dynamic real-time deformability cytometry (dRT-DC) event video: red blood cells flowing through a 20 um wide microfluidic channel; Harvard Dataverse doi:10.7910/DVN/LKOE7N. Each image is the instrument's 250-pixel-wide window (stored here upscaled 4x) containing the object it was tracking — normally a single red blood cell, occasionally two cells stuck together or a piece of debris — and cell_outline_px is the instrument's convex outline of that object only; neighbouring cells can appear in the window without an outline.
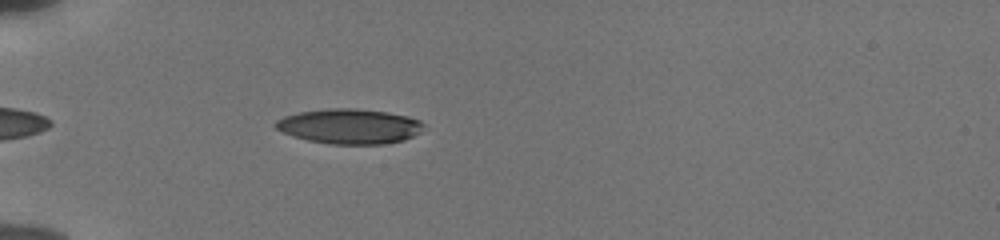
{"species": "human", "species_latin": "Homo sapiens", "temperature_condition": "cold", "stored_images_in_passage": 42, "camera_frame_rate_fps": 3000, "um_per_image_px": 0.085, "donor": {"sex": "male"}, "frame": {"image": 1, "passage_image": 5, "time_ms": 1.333, "image_size_px": [1000, 240], "cell_outline_px": [[424, 124], [420, 132], [404, 140], [384, 144], [328, 144], [308, 140], [292, 136], [276, 128], [272, 124], [276, 120], [284, 116], [300, 112], [328, 108], [356, 108], [388, 112], [408, 116], [420, 120]], "centroid_in_image_um": [29.7, 10.73], "position_along_channel_um": 55.3, "area_um2": 30.29}}
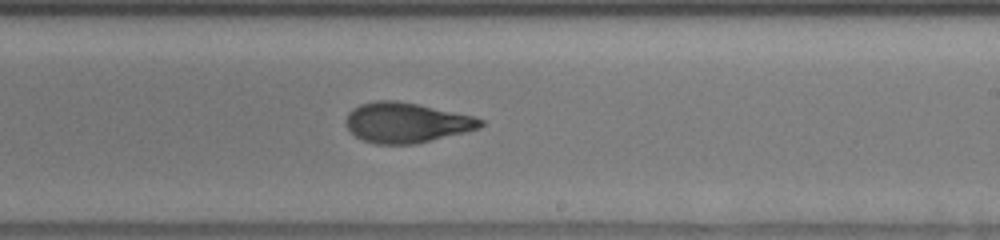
{"frame": {"image": 2, "passage_image": 22, "time_ms": 7.0, "image_size_px": [1000, 240], "cell_outline_px": [[484, 124], [480, 128], [416, 144], [376, 144], [364, 140], [356, 136], [344, 124], [344, 120], [348, 112], [352, 108], [360, 104], [376, 100], [396, 100], [416, 104], [472, 116], [484, 120]], "centroid_in_image_um": [34.49, 10.42], "position_along_channel_um": 254.5, "area_um2": 31.33}}
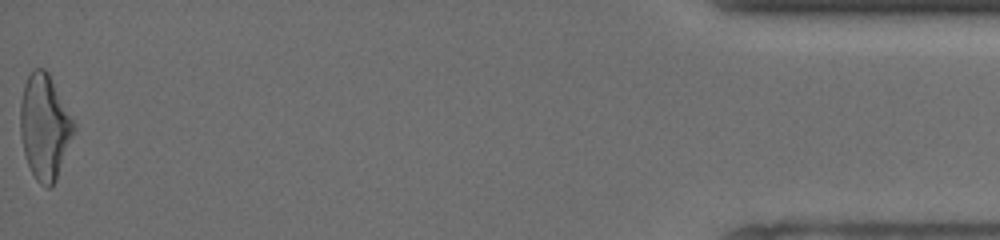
{"frame": {"image": 3, "passage_image": 42, "time_ms": 13.667, "image_size_px": [1000, 240], "cell_outline_px": [[76, 128], [56, 180], [48, 188], [40, 184], [36, 180], [28, 164], [24, 152], [20, 136], [20, 100], [24, 84], [32, 68], [44, 68], [48, 72], [76, 124]], "centroid_in_image_um": [3.79, 10.76], "position_along_channel_um": 431.4, "area_um2": 32.77}, "authors_computed_cell_mechanics": {"area_um2": 31.1253, "velocity_mm_per_s": 3.8635, "shape_relaxation_time_tau1_ms": 3.9606, "shape_relaxation_time_tau2_ms": 1.577, "deformation_change_tau1": 0.183, "deformation_change_tau2": 0.0761}}